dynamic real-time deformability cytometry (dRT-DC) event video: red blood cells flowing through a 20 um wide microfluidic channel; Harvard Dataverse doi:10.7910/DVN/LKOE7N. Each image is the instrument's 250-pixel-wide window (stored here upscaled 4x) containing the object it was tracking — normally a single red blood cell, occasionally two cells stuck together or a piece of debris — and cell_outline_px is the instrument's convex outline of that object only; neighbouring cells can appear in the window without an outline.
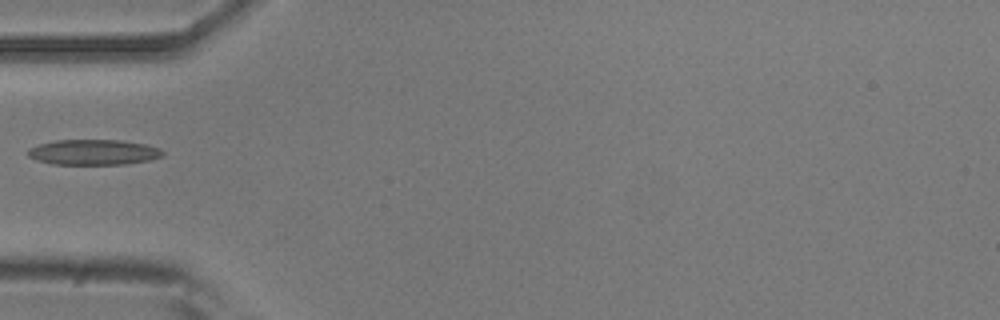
{"species": "common noctule bat (a hibernating species)", "species_latin": "Nyctalus noctula", "temperature_condition": "room temperature", "stored_images_in_passage": 36, "camera_frame_rate_fps": 3000, "um_per_image_px": 0.085, "animal": {"sex": "male", "body_mass_g": 20.5, "forearm_length_mm": 52.5}, "frame": {"image": 1, "passage_image": 1, "time_ms": 0.0, "image_size_px": [1000, 320], "cell_outline_px": [[164, 156], [148, 160], [124, 164], [52, 164], [36, 160], [28, 156], [28, 148], [40, 144], [56, 140], [120, 140], [144, 144], [160, 148], [164, 152]], "centroid_in_image_um": [7.94, 12.94], "position_along_channel_um": 77.1, "area_um2": 19.88}}
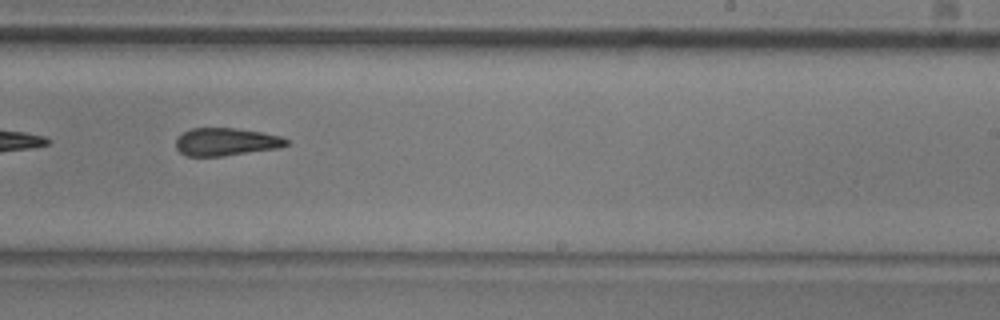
{"frame": {"image": 2, "passage_image": 16, "time_ms": 5.0, "image_size_px": [1000, 320], "cell_outline_px": [[288, 144], [280, 148], [224, 156], [188, 156], [180, 152], [176, 148], [176, 140], [184, 132], [192, 128], [236, 128], [260, 132], [280, 136], [288, 140]], "centroid_in_image_um": [19.22, 12.06], "position_along_channel_um": 269.8, "area_um2": 17.8}}
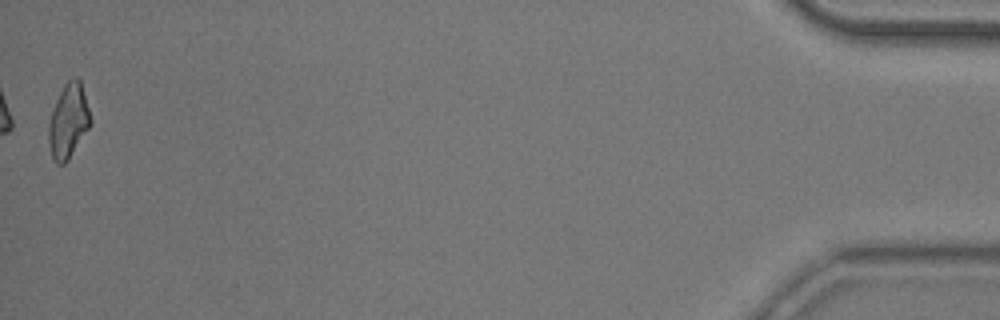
{"frame": {"image": 3, "passage_image": 36, "time_ms": 11.667, "image_size_px": [1000, 320], "cell_outline_px": [[92, 124], [68, 160], [64, 164], [56, 164], [52, 156], [48, 140], [48, 124], [56, 100], [64, 84], [72, 76], [76, 76], [80, 80], [92, 120]], "centroid_in_image_um": [5.82, 10.28], "position_along_channel_um": 429.4, "area_um2": 18.15}}